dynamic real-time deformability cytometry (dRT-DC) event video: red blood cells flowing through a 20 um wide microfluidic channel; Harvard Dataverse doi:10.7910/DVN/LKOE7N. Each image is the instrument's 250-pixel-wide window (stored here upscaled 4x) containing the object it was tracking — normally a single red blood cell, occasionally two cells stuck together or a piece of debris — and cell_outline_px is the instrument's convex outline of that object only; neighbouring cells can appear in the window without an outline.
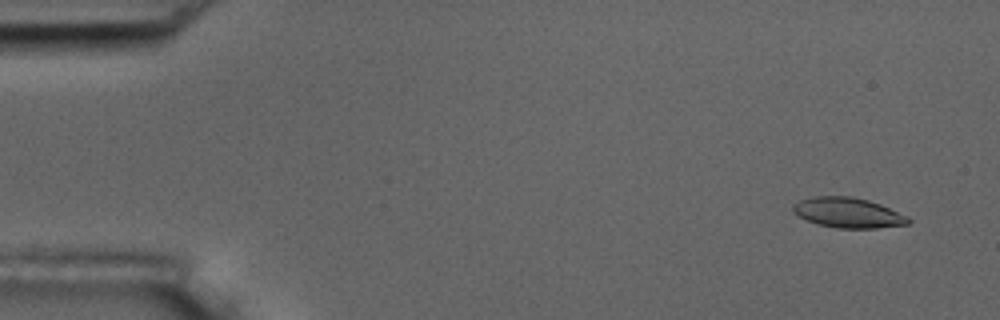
{"species": "common noctule bat (a hibernating species)", "species_latin": "Nyctalus noctula", "temperature_condition": "room temperature", "stored_images_in_passage": 8, "camera_frame_rate_fps": 3000, "um_per_image_px": 0.085, "animal": {"sex": "male", "body_mass_g": 17.5, "forearm_length_mm": 52.3}, "frame": {"image": 1, "passage_image": 2, "time_ms": 1.0, "image_size_px": [1000, 320], "cell_outline_px": [[912, 220], [908, 224], [876, 228], [836, 228], [816, 224], [792, 212], [792, 204], [800, 200], [816, 196], [852, 196], [868, 200], [880, 204], [908, 216]], "centroid_in_image_um": [72.08, 18.08], "position_along_channel_um": 12.9, "area_um2": 20.29}}
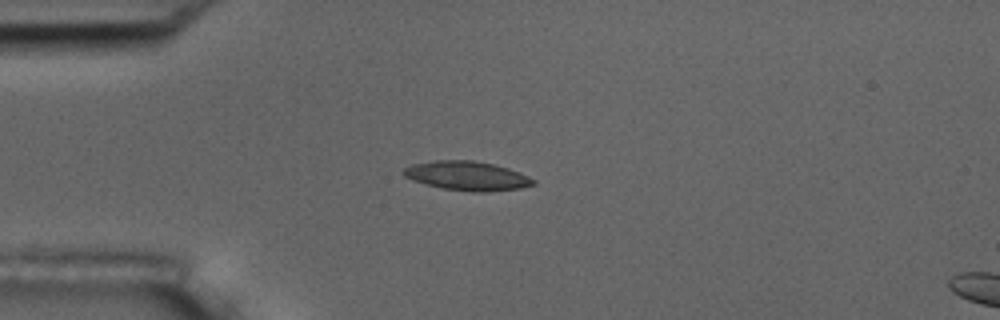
{"frame": {"image": 2, "passage_image": 5, "time_ms": 4.667, "image_size_px": [1000, 320], "cell_outline_px": [[536, 184], [520, 188], [484, 192], [472, 192], [444, 188], [412, 180], [404, 176], [400, 172], [404, 168], [412, 164], [436, 160], [472, 160], [492, 164], [508, 168], [520, 172], [536, 180]], "centroid_in_image_um": [39.71, 14.94], "position_along_channel_um": 45.3, "area_um2": 21.96}}